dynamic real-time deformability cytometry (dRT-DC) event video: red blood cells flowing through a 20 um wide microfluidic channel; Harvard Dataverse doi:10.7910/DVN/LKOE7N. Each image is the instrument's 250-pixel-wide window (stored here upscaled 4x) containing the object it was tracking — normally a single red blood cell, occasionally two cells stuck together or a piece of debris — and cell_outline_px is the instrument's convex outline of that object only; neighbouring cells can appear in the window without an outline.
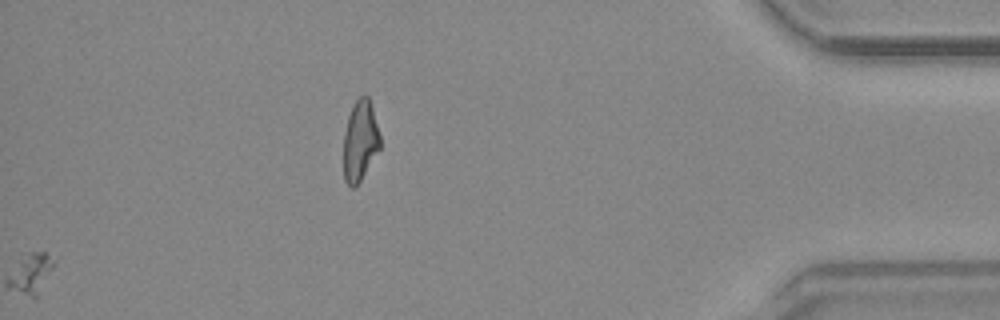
{"species": "common noctule bat (a hibernating species)", "species_latin": "Nyctalus noctula", "temperature_condition": "warm", "stored_images_in_passage": 42, "segment_of_instrument_passage": [2, 2], "camera_frame_rate_fps": 3000, "um_per_image_px": 0.085, "animal": {"sex": "male", "body_mass_g": 20.4}, "frame": {"image": 1, "passage_image": 42, "time_ms": 13.667, "image_size_px": [1000, 320], "cell_outline_px": [[380, 148], [360, 180], [352, 188], [344, 180], [344, 132], [348, 116], [352, 104], [364, 92], [368, 96], [372, 108], [380, 136]], "centroid_in_image_um": [30.6, 11.91], "position_along_channel_um": 404.6, "area_um2": 16.99}}